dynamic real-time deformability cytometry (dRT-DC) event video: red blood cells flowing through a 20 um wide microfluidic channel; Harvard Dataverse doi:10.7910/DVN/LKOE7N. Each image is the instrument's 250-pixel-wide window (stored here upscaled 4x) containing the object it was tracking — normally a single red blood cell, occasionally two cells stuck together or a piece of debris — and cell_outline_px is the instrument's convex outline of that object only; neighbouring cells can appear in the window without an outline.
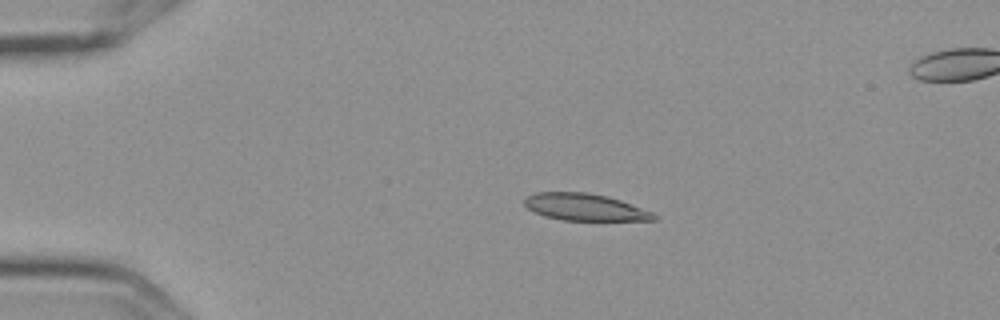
{"species": "Egyptian fruit bat (a non-hibernating species)", "species_latin": "Rousettus aegyptiacus", "temperature_condition": "cold", "stored_images_in_passage": 8, "camera_frame_rate_fps": 3000, "um_per_image_px": 0.085, "frame": {"image": 1, "passage_image": 4, "time_ms": 1.0, "image_size_px": [1000, 320], "cell_outline_px": [[656, 220], [564, 220], [544, 216], [532, 212], [524, 204], [524, 196], [532, 192], [588, 192], [608, 196], [620, 200], [652, 212], [656, 216]], "centroid_in_image_um": [49.63, 17.59], "position_along_channel_um": 35.4, "area_um2": 20.4}}
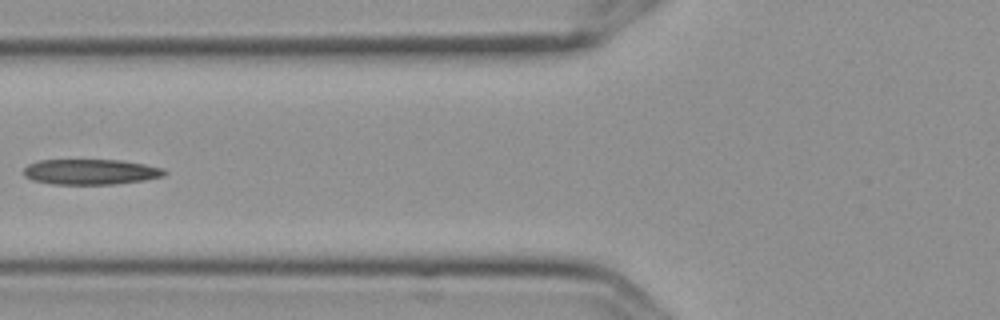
{"frame": {"image": 2, "passage_image": 7, "time_ms": 2.0, "image_size_px": [1000, 320], "cell_outline_px": [[168, 172], [164, 176], [144, 180], [112, 184], [52, 184], [32, 180], [24, 176], [24, 168], [28, 164], [40, 160], [120, 160], [144, 164], [164, 168]], "centroid_in_image_um": [7.71, 14.6], "position_along_channel_um": 118.1, "area_um2": 20.87}}
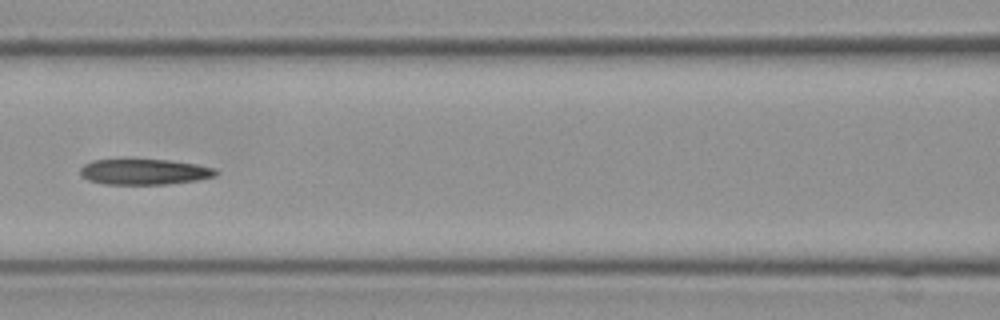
{"frame": {"image": 3, "passage_image": 8, "time_ms": 2.333, "image_size_px": [1000, 320], "cell_outline_px": [[216, 176], [196, 180], [168, 184], [104, 184], [88, 180], [80, 172], [80, 168], [84, 164], [92, 160], [168, 160], [196, 164], [216, 168]], "centroid_in_image_um": [12.27, 14.61], "position_along_channel_um": 154.3, "area_um2": 20.06}}